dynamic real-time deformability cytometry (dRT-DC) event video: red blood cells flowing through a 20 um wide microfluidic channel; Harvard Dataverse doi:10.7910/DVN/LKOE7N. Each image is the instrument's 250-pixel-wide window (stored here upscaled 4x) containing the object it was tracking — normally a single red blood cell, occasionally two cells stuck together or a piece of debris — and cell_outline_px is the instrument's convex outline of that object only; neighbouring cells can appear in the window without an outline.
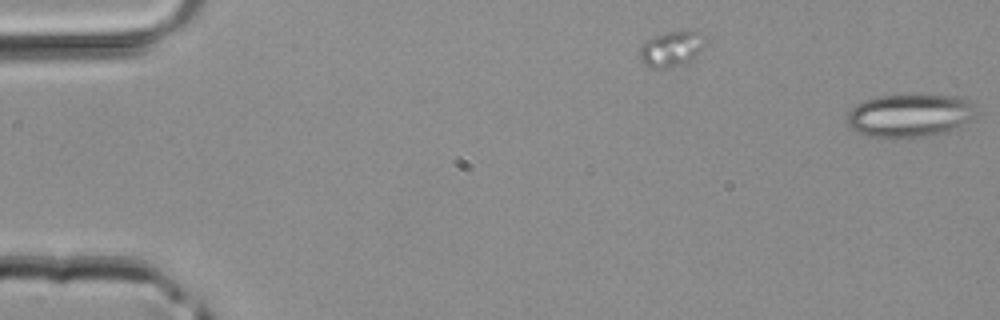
{"species": "common noctule bat (a hibernating species)", "species_latin": "Nyctalus noctula", "temperature_condition": "room temperature", "stored_images_in_passage": 3, "segment_of_instrument_passage": [2, 2], "camera_frame_rate_fps": 3000, "um_per_image_px": 0.085, "animal": {"sex": "male", "body_mass_g": 20.4}, "frame": {"image": 1, "passage_image": 3, "time_ms": 0.667, "image_size_px": [1000, 320], "cell_outline_px": [[980, 112], [976, 116], [956, 128], [948, 132], [928, 136], [868, 136], [856, 132], [848, 124], [848, 112], [856, 104], [880, 96], [920, 92], [956, 96], [968, 100], [976, 104], [980, 108]], "centroid_in_image_um": [77.44, 9.75], "position_along_channel_um": 7.6, "area_um2": 33.12}}